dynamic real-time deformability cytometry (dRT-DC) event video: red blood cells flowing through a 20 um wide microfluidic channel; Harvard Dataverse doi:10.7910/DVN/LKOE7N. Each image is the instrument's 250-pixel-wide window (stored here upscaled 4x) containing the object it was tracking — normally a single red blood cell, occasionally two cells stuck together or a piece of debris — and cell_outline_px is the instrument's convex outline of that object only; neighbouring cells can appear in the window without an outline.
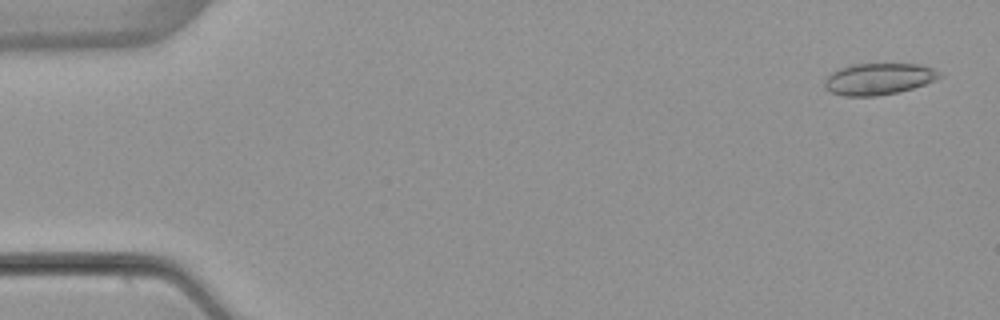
{"species": "common noctule bat (a hibernating species)", "species_latin": "Nyctalus noctula", "temperature_condition": "warm", "stored_images_in_passage": 5, "segment_of_instrument_passage": [1, 2], "camera_frame_rate_fps": 3000, "um_per_image_px": 0.085, "animal": {"sex": "female", "body_mass_g": 22.7, "forearm_length_mm": 54.2}, "frame": {"image": 1, "passage_image": 1, "time_ms": 0.0, "image_size_px": [1000, 320], "cell_outline_px": [[944, 76], [936, 80], [912, 88], [896, 92], [876, 96], [844, 96], [828, 92], [824, 88], [824, 80], [832, 72], [840, 68], [852, 64], [920, 64], [944, 72]], "centroid_in_image_um": [74.69, 6.71], "position_along_channel_um": 10.3, "area_um2": 21.33}}
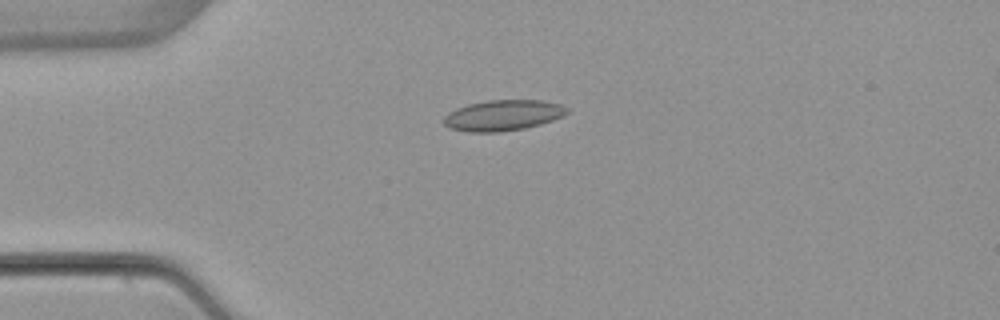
{"frame": {"image": 2, "passage_image": 4, "time_ms": 3.667, "image_size_px": [1000, 320], "cell_outline_px": [[568, 112], [564, 116], [540, 124], [524, 128], [500, 132], [468, 132], [448, 128], [444, 124], [444, 116], [448, 112], [456, 108], [468, 104], [488, 100], [544, 100], [560, 104], [568, 108]], "centroid_in_image_um": [42.74, 9.8], "position_along_channel_um": 42.3, "area_um2": 22.2}}